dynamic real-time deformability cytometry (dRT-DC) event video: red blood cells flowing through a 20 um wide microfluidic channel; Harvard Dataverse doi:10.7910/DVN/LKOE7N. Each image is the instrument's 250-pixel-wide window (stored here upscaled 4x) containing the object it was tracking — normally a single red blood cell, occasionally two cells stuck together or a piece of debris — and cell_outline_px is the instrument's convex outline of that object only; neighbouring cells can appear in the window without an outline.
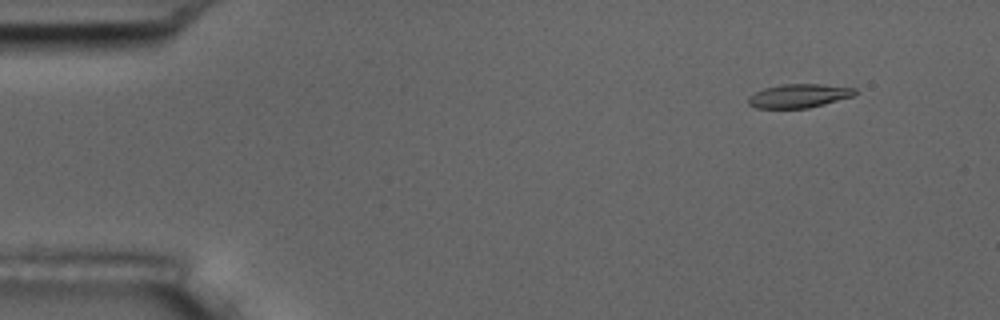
{"species": "common noctule bat (a hibernating species)", "species_latin": "Nyctalus noctula", "temperature_condition": "room temperature", "stored_images_in_passage": 5, "camera_frame_rate_fps": 3000, "um_per_image_px": 0.085, "animal": {"sex": "male", "body_mass_g": 17.5, "forearm_length_mm": 52.3}, "frame": {"image": 1, "passage_image": 2, "time_ms": 0.333, "image_size_px": [1000, 320], "cell_outline_px": [[856, 92], [852, 96], [824, 104], [808, 108], [756, 108], [748, 104], [748, 96], [764, 88], [780, 84], [820, 84], [856, 88]], "centroid_in_image_um": [67.87, 8.14], "position_along_channel_um": 17.1, "area_um2": 14.68}}
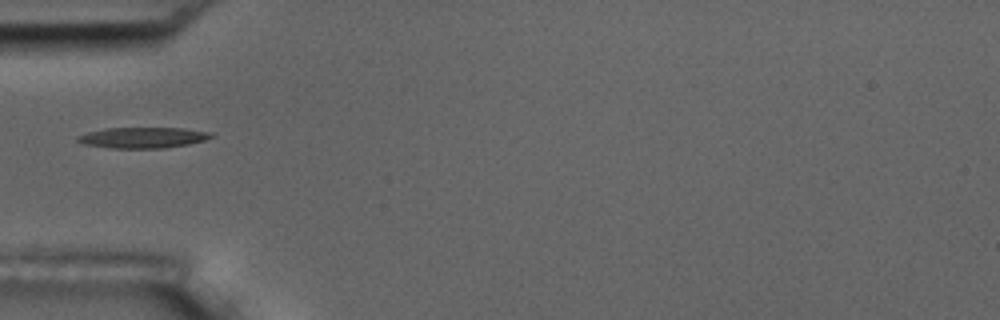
{"frame": {"image": 2, "passage_image": 5, "time_ms": 1.333, "image_size_px": [1000, 320], "cell_outline_px": [[216, 136], [204, 140], [188, 144], [164, 148], [112, 148], [84, 144], [76, 140], [76, 136], [88, 132], [104, 128], [184, 128], [212, 132]], "centroid_in_image_um": [12.16, 11.69], "position_along_channel_um": 72.8, "area_um2": 16.24}}